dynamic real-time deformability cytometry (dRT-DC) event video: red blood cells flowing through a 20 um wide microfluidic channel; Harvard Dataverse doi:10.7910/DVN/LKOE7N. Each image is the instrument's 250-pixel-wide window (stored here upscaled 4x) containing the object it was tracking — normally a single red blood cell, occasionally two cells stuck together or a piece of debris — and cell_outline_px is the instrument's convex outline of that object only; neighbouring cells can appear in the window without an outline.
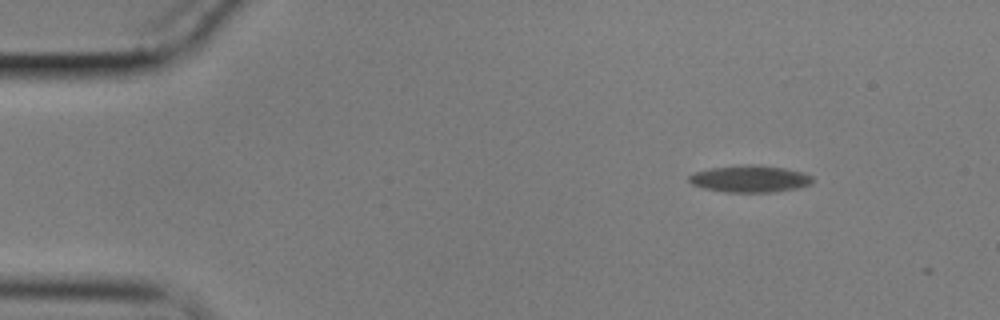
{"species": "common noctule bat (a hibernating species)", "species_latin": "Nyctalus noctula", "temperature_condition": "cold", "stored_images_in_passage": 2, "camera_frame_rate_fps": 3000, "um_per_image_px": 0.085, "animal": {"sex": "male", "body_mass_g": 17.9}, "frame": {"image": 1, "passage_image": 1, "time_ms": 0.0, "image_size_px": [1000, 320], "cell_outline_px": [[812, 184], [800, 188], [772, 192], [728, 192], [704, 188], [692, 184], [688, 180], [688, 176], [696, 172], [708, 168], [740, 164], [752, 164], [784, 168], [804, 172], [812, 176]], "centroid_in_image_um": [63.76, 15.19], "position_along_channel_um": 21.2, "area_um2": 19.54}}